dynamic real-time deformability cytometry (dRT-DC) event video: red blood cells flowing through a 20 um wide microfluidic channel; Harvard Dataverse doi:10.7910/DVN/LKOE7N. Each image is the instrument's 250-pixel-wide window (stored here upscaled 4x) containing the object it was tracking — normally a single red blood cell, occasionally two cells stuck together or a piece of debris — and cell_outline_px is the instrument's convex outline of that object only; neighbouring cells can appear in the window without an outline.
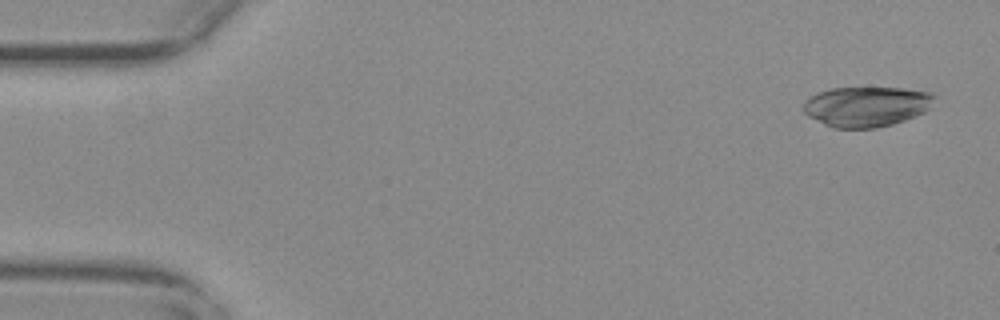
{"species": "common noctule bat (a hibernating species)", "species_latin": "Nyctalus noctula", "temperature_condition": "warm", "stored_images_in_passage": 55, "camera_frame_rate_fps": 3000, "um_per_image_px": 0.085, "animal": {"sex": "female", "body_mass_g": 29.2, "forearm_length_mm": 56.3}, "frame": {"image": 1, "passage_image": 3, "time_ms": 0.667, "image_size_px": [1000, 320], "cell_outline_px": [[936, 96], [932, 108], [924, 112], [904, 120], [892, 124], [876, 128], [832, 128], [808, 116], [804, 112], [804, 100], [820, 92], [832, 88], [904, 88], [932, 92]], "centroid_in_image_um": [73.69, 9.05], "position_along_channel_um": 11.3, "area_um2": 30.75}}
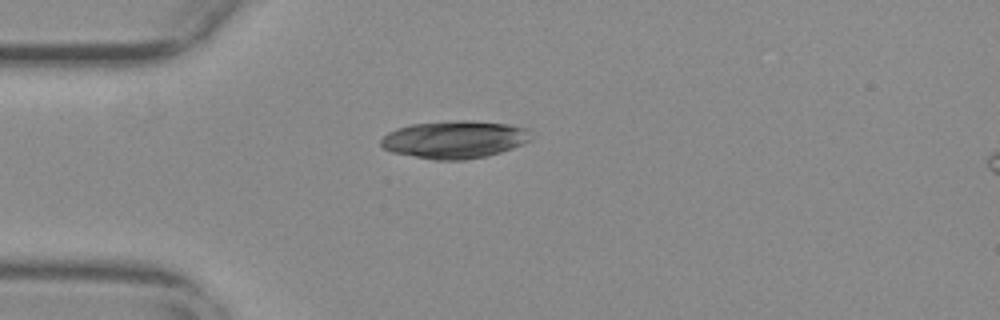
{"frame": {"image": 2, "passage_image": 15, "time_ms": 4.667, "image_size_px": [1000, 320], "cell_outline_px": [[528, 140], [512, 148], [500, 152], [484, 156], [464, 160], [432, 160], [392, 152], [384, 148], [380, 144], [380, 140], [388, 132], [396, 128], [412, 124], [456, 120], [472, 120], [508, 124], [524, 128]], "centroid_in_image_um": [38.54, 11.86], "position_along_channel_um": 46.5, "area_um2": 32.48}}